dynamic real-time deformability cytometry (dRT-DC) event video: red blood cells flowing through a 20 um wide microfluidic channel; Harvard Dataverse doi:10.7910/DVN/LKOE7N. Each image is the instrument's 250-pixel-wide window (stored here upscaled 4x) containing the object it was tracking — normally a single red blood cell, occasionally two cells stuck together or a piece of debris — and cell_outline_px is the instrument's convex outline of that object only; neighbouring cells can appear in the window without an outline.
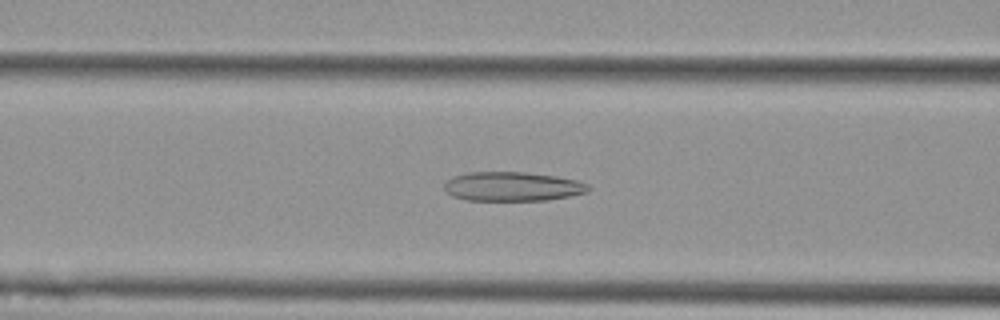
{"species": "Egyptian fruit bat (a non-hibernating species)", "species_latin": "Rousettus aegyptiacus", "temperature_condition": "cold", "stored_images_in_passage": 57, "camera_frame_rate_fps": 3000, "um_per_image_px": 0.085, "animal": {"sex": "female"}, "frame": {"image": 1, "passage_image": 23, "time_ms": 7.333, "image_size_px": [1000, 320], "cell_outline_px": [[592, 188], [588, 192], [548, 200], [468, 200], [452, 196], [444, 188], [444, 184], [452, 176], [468, 172], [528, 172], [556, 176], [576, 180], [588, 184]], "centroid_in_image_um": [43.57, 15.84], "position_along_channel_um": 123.0, "area_um2": 24.57}}
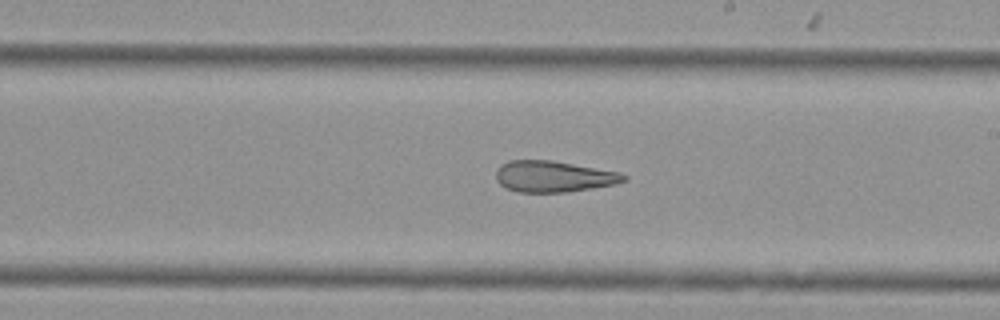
{"frame": {"image": 2, "passage_image": 33, "time_ms": 10.667, "image_size_px": [1000, 320], "cell_outline_px": [[628, 180], [616, 184], [568, 192], [516, 192], [500, 184], [496, 180], [496, 168], [500, 164], [508, 160], [552, 160], [620, 172], [628, 176]], "centroid_in_image_um": [47.06, 14.99], "position_along_channel_um": 241.9, "area_um2": 23.47}}
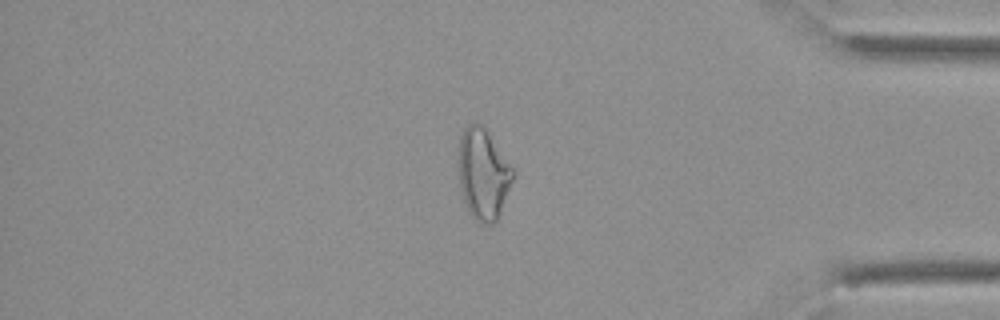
{"frame": {"image": 3, "passage_image": 48, "time_ms": 15.667, "image_size_px": [1000, 320], "cell_outline_px": [[516, 172], [496, 224], [480, 224], [468, 212], [460, 188], [456, 160], [460, 136], [464, 128], [472, 120], [480, 124], [488, 132]], "centroid_in_image_um": [41.04, 14.79], "position_along_channel_um": 394.2, "area_um2": 29.54}, "authors_computed_cell_mechanics": {"area_um2": 29.1312, "velocity_mm_per_s": 3.593, "shape_relaxation_time_tau1_ms": null, "shape_relaxation_time_tau2_ms": 4.4819, "deformation_change_tau1": null, "deformation_change_tau2": 0.1586}}